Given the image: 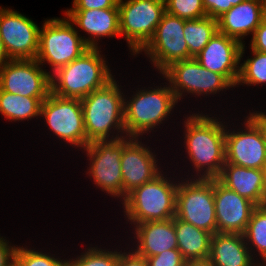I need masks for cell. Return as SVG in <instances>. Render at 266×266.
<instances>
[{"label": "cell", "instance_id": "cell-1", "mask_svg": "<svg viewBox=\"0 0 266 266\" xmlns=\"http://www.w3.org/2000/svg\"><path fill=\"white\" fill-rule=\"evenodd\" d=\"M192 113L184 120V145L189 161L201 179L217 178L226 162L225 133L226 121L209 114ZM215 117V118H214ZM224 121V122H223ZM223 122V123H222Z\"/></svg>", "mask_w": 266, "mask_h": 266}, {"label": "cell", "instance_id": "cell-2", "mask_svg": "<svg viewBox=\"0 0 266 266\" xmlns=\"http://www.w3.org/2000/svg\"><path fill=\"white\" fill-rule=\"evenodd\" d=\"M121 88L113 78L104 87L80 99L86 146L94 141H114L127 137L124 127L125 94Z\"/></svg>", "mask_w": 266, "mask_h": 266}, {"label": "cell", "instance_id": "cell-3", "mask_svg": "<svg viewBox=\"0 0 266 266\" xmlns=\"http://www.w3.org/2000/svg\"><path fill=\"white\" fill-rule=\"evenodd\" d=\"M100 49L90 47L80 57L52 73L51 92L63 98L82 99L111 81L115 75L112 76Z\"/></svg>", "mask_w": 266, "mask_h": 266}, {"label": "cell", "instance_id": "cell-4", "mask_svg": "<svg viewBox=\"0 0 266 266\" xmlns=\"http://www.w3.org/2000/svg\"><path fill=\"white\" fill-rule=\"evenodd\" d=\"M171 180L162 171L153 180L130 192L122 202L126 221L131 222V225H137L175 217L179 181Z\"/></svg>", "mask_w": 266, "mask_h": 266}, {"label": "cell", "instance_id": "cell-5", "mask_svg": "<svg viewBox=\"0 0 266 266\" xmlns=\"http://www.w3.org/2000/svg\"><path fill=\"white\" fill-rule=\"evenodd\" d=\"M168 86V87H167ZM150 88V89H149ZM124 97V127L127 137L140 138L156 129L172 115L178 101L169 83L136 90L132 97Z\"/></svg>", "mask_w": 266, "mask_h": 266}, {"label": "cell", "instance_id": "cell-6", "mask_svg": "<svg viewBox=\"0 0 266 266\" xmlns=\"http://www.w3.org/2000/svg\"><path fill=\"white\" fill-rule=\"evenodd\" d=\"M90 47L86 37L79 35L75 25L67 18L45 20L39 31V49L36 60L43 67L46 63L52 68L50 75L58 68L80 57Z\"/></svg>", "mask_w": 266, "mask_h": 266}, {"label": "cell", "instance_id": "cell-7", "mask_svg": "<svg viewBox=\"0 0 266 266\" xmlns=\"http://www.w3.org/2000/svg\"><path fill=\"white\" fill-rule=\"evenodd\" d=\"M120 33L131 55H137L151 40L166 12L164 0H119Z\"/></svg>", "mask_w": 266, "mask_h": 266}, {"label": "cell", "instance_id": "cell-8", "mask_svg": "<svg viewBox=\"0 0 266 266\" xmlns=\"http://www.w3.org/2000/svg\"><path fill=\"white\" fill-rule=\"evenodd\" d=\"M175 217L212 235L217 233L213 178L189 177L179 181Z\"/></svg>", "mask_w": 266, "mask_h": 266}, {"label": "cell", "instance_id": "cell-9", "mask_svg": "<svg viewBox=\"0 0 266 266\" xmlns=\"http://www.w3.org/2000/svg\"><path fill=\"white\" fill-rule=\"evenodd\" d=\"M125 137L114 141H94L83 150L90 161L87 168L89 178L101 191L123 201V180L121 155L123 149L133 140Z\"/></svg>", "mask_w": 266, "mask_h": 266}, {"label": "cell", "instance_id": "cell-10", "mask_svg": "<svg viewBox=\"0 0 266 266\" xmlns=\"http://www.w3.org/2000/svg\"><path fill=\"white\" fill-rule=\"evenodd\" d=\"M161 75L169 82L177 101L184 95L209 96L229 90L233 86L219 73L212 72L195 59L182 60L171 64Z\"/></svg>", "mask_w": 266, "mask_h": 266}, {"label": "cell", "instance_id": "cell-11", "mask_svg": "<svg viewBox=\"0 0 266 266\" xmlns=\"http://www.w3.org/2000/svg\"><path fill=\"white\" fill-rule=\"evenodd\" d=\"M40 117L46 121L55 136L72 147H86V131L82 104L77 98H63L52 92L41 104Z\"/></svg>", "mask_w": 266, "mask_h": 266}, {"label": "cell", "instance_id": "cell-12", "mask_svg": "<svg viewBox=\"0 0 266 266\" xmlns=\"http://www.w3.org/2000/svg\"><path fill=\"white\" fill-rule=\"evenodd\" d=\"M184 23V19L165 12L153 37L138 53L144 51L160 74L171 64L189 59Z\"/></svg>", "mask_w": 266, "mask_h": 266}, {"label": "cell", "instance_id": "cell-13", "mask_svg": "<svg viewBox=\"0 0 266 266\" xmlns=\"http://www.w3.org/2000/svg\"><path fill=\"white\" fill-rule=\"evenodd\" d=\"M244 119V129L231 131L226 125L225 163L263 170L266 162L264 133L249 114Z\"/></svg>", "mask_w": 266, "mask_h": 266}, {"label": "cell", "instance_id": "cell-14", "mask_svg": "<svg viewBox=\"0 0 266 266\" xmlns=\"http://www.w3.org/2000/svg\"><path fill=\"white\" fill-rule=\"evenodd\" d=\"M40 27L13 9L0 7V36L11 60L36 59Z\"/></svg>", "mask_w": 266, "mask_h": 266}, {"label": "cell", "instance_id": "cell-15", "mask_svg": "<svg viewBox=\"0 0 266 266\" xmlns=\"http://www.w3.org/2000/svg\"><path fill=\"white\" fill-rule=\"evenodd\" d=\"M0 89L16 95L47 98L51 92L50 71L36 59L10 60L0 68Z\"/></svg>", "mask_w": 266, "mask_h": 266}, {"label": "cell", "instance_id": "cell-16", "mask_svg": "<svg viewBox=\"0 0 266 266\" xmlns=\"http://www.w3.org/2000/svg\"><path fill=\"white\" fill-rule=\"evenodd\" d=\"M245 44L235 38L217 33L195 58L204 68L221 74L236 87Z\"/></svg>", "mask_w": 266, "mask_h": 266}, {"label": "cell", "instance_id": "cell-17", "mask_svg": "<svg viewBox=\"0 0 266 266\" xmlns=\"http://www.w3.org/2000/svg\"><path fill=\"white\" fill-rule=\"evenodd\" d=\"M217 233L244 234L257 205L213 178Z\"/></svg>", "mask_w": 266, "mask_h": 266}, {"label": "cell", "instance_id": "cell-18", "mask_svg": "<svg viewBox=\"0 0 266 266\" xmlns=\"http://www.w3.org/2000/svg\"><path fill=\"white\" fill-rule=\"evenodd\" d=\"M156 156L152 148L142 144L139 138H134L123 149L121 155L123 201L135 188L153 180L162 172L158 167Z\"/></svg>", "mask_w": 266, "mask_h": 266}, {"label": "cell", "instance_id": "cell-19", "mask_svg": "<svg viewBox=\"0 0 266 266\" xmlns=\"http://www.w3.org/2000/svg\"><path fill=\"white\" fill-rule=\"evenodd\" d=\"M66 18L87 32L86 44L97 48L101 37H121L119 8L66 10Z\"/></svg>", "mask_w": 266, "mask_h": 266}, {"label": "cell", "instance_id": "cell-20", "mask_svg": "<svg viewBox=\"0 0 266 266\" xmlns=\"http://www.w3.org/2000/svg\"><path fill=\"white\" fill-rule=\"evenodd\" d=\"M134 227L136 238L135 252L145 258L159 253L178 249L176 232L174 229V217L165 221H149L139 223Z\"/></svg>", "mask_w": 266, "mask_h": 266}, {"label": "cell", "instance_id": "cell-21", "mask_svg": "<svg viewBox=\"0 0 266 266\" xmlns=\"http://www.w3.org/2000/svg\"><path fill=\"white\" fill-rule=\"evenodd\" d=\"M264 18V7L261 0H245L220 16L218 32L235 38L241 43L245 36L254 34Z\"/></svg>", "mask_w": 266, "mask_h": 266}, {"label": "cell", "instance_id": "cell-22", "mask_svg": "<svg viewBox=\"0 0 266 266\" xmlns=\"http://www.w3.org/2000/svg\"><path fill=\"white\" fill-rule=\"evenodd\" d=\"M207 261L211 266H259L253 259L242 234L215 233L210 243Z\"/></svg>", "mask_w": 266, "mask_h": 266}, {"label": "cell", "instance_id": "cell-23", "mask_svg": "<svg viewBox=\"0 0 266 266\" xmlns=\"http://www.w3.org/2000/svg\"><path fill=\"white\" fill-rule=\"evenodd\" d=\"M217 179L227 188L260 206L266 195L262 169L246 168L225 163Z\"/></svg>", "mask_w": 266, "mask_h": 266}, {"label": "cell", "instance_id": "cell-24", "mask_svg": "<svg viewBox=\"0 0 266 266\" xmlns=\"http://www.w3.org/2000/svg\"><path fill=\"white\" fill-rule=\"evenodd\" d=\"M178 250L186 261H206L212 234L174 217Z\"/></svg>", "mask_w": 266, "mask_h": 266}, {"label": "cell", "instance_id": "cell-25", "mask_svg": "<svg viewBox=\"0 0 266 266\" xmlns=\"http://www.w3.org/2000/svg\"><path fill=\"white\" fill-rule=\"evenodd\" d=\"M46 98L16 95L0 89V114L9 121H29L40 116L41 104Z\"/></svg>", "mask_w": 266, "mask_h": 266}, {"label": "cell", "instance_id": "cell-26", "mask_svg": "<svg viewBox=\"0 0 266 266\" xmlns=\"http://www.w3.org/2000/svg\"><path fill=\"white\" fill-rule=\"evenodd\" d=\"M217 33V19L205 16L199 19L185 20L184 35L189 49V59L196 58Z\"/></svg>", "mask_w": 266, "mask_h": 266}, {"label": "cell", "instance_id": "cell-27", "mask_svg": "<svg viewBox=\"0 0 266 266\" xmlns=\"http://www.w3.org/2000/svg\"><path fill=\"white\" fill-rule=\"evenodd\" d=\"M243 236L252 258L260 255L262 264H266V213L259 206L253 211Z\"/></svg>", "mask_w": 266, "mask_h": 266}, {"label": "cell", "instance_id": "cell-28", "mask_svg": "<svg viewBox=\"0 0 266 266\" xmlns=\"http://www.w3.org/2000/svg\"><path fill=\"white\" fill-rule=\"evenodd\" d=\"M253 57L240 62L237 85L257 86L266 84V53L251 49Z\"/></svg>", "mask_w": 266, "mask_h": 266}, {"label": "cell", "instance_id": "cell-29", "mask_svg": "<svg viewBox=\"0 0 266 266\" xmlns=\"http://www.w3.org/2000/svg\"><path fill=\"white\" fill-rule=\"evenodd\" d=\"M86 249L75 259L69 258L68 266H118L117 250L111 251L97 246Z\"/></svg>", "mask_w": 266, "mask_h": 266}, {"label": "cell", "instance_id": "cell-30", "mask_svg": "<svg viewBox=\"0 0 266 266\" xmlns=\"http://www.w3.org/2000/svg\"><path fill=\"white\" fill-rule=\"evenodd\" d=\"M56 257V258H55ZM15 266H68L67 259H60L55 255H50L39 250L28 249V247H18L15 253Z\"/></svg>", "mask_w": 266, "mask_h": 266}, {"label": "cell", "instance_id": "cell-31", "mask_svg": "<svg viewBox=\"0 0 266 266\" xmlns=\"http://www.w3.org/2000/svg\"><path fill=\"white\" fill-rule=\"evenodd\" d=\"M166 12L184 20L207 16L202 0H164Z\"/></svg>", "mask_w": 266, "mask_h": 266}, {"label": "cell", "instance_id": "cell-32", "mask_svg": "<svg viewBox=\"0 0 266 266\" xmlns=\"http://www.w3.org/2000/svg\"><path fill=\"white\" fill-rule=\"evenodd\" d=\"M148 266H185L186 260L178 249H170L147 257Z\"/></svg>", "mask_w": 266, "mask_h": 266}, {"label": "cell", "instance_id": "cell-33", "mask_svg": "<svg viewBox=\"0 0 266 266\" xmlns=\"http://www.w3.org/2000/svg\"><path fill=\"white\" fill-rule=\"evenodd\" d=\"M245 0H202L208 17L218 19L233 6L244 2Z\"/></svg>", "mask_w": 266, "mask_h": 266}, {"label": "cell", "instance_id": "cell-34", "mask_svg": "<svg viewBox=\"0 0 266 266\" xmlns=\"http://www.w3.org/2000/svg\"><path fill=\"white\" fill-rule=\"evenodd\" d=\"M119 0H73L72 8L66 10H91L118 8Z\"/></svg>", "mask_w": 266, "mask_h": 266}, {"label": "cell", "instance_id": "cell-35", "mask_svg": "<svg viewBox=\"0 0 266 266\" xmlns=\"http://www.w3.org/2000/svg\"><path fill=\"white\" fill-rule=\"evenodd\" d=\"M0 235V266H14L17 245H12Z\"/></svg>", "mask_w": 266, "mask_h": 266}, {"label": "cell", "instance_id": "cell-36", "mask_svg": "<svg viewBox=\"0 0 266 266\" xmlns=\"http://www.w3.org/2000/svg\"><path fill=\"white\" fill-rule=\"evenodd\" d=\"M118 266H148V264L145 257L138 255L134 249L131 248L129 252L118 250Z\"/></svg>", "mask_w": 266, "mask_h": 266}, {"label": "cell", "instance_id": "cell-37", "mask_svg": "<svg viewBox=\"0 0 266 266\" xmlns=\"http://www.w3.org/2000/svg\"><path fill=\"white\" fill-rule=\"evenodd\" d=\"M250 49L266 53V20L264 18L252 35Z\"/></svg>", "mask_w": 266, "mask_h": 266}, {"label": "cell", "instance_id": "cell-38", "mask_svg": "<svg viewBox=\"0 0 266 266\" xmlns=\"http://www.w3.org/2000/svg\"><path fill=\"white\" fill-rule=\"evenodd\" d=\"M249 115L258 123L266 139V113L256 110L249 112Z\"/></svg>", "mask_w": 266, "mask_h": 266}, {"label": "cell", "instance_id": "cell-39", "mask_svg": "<svg viewBox=\"0 0 266 266\" xmlns=\"http://www.w3.org/2000/svg\"><path fill=\"white\" fill-rule=\"evenodd\" d=\"M10 60L11 59L9 58V56L7 55V53L5 51L3 41H2L1 36H0V68L3 67Z\"/></svg>", "mask_w": 266, "mask_h": 266}, {"label": "cell", "instance_id": "cell-40", "mask_svg": "<svg viewBox=\"0 0 266 266\" xmlns=\"http://www.w3.org/2000/svg\"><path fill=\"white\" fill-rule=\"evenodd\" d=\"M185 266H211V265L206 260V261H186Z\"/></svg>", "mask_w": 266, "mask_h": 266}, {"label": "cell", "instance_id": "cell-41", "mask_svg": "<svg viewBox=\"0 0 266 266\" xmlns=\"http://www.w3.org/2000/svg\"><path fill=\"white\" fill-rule=\"evenodd\" d=\"M259 207L266 213V195L263 198L262 203Z\"/></svg>", "mask_w": 266, "mask_h": 266}, {"label": "cell", "instance_id": "cell-42", "mask_svg": "<svg viewBox=\"0 0 266 266\" xmlns=\"http://www.w3.org/2000/svg\"><path fill=\"white\" fill-rule=\"evenodd\" d=\"M263 171H264V179H265V183H266V162H265V165H264Z\"/></svg>", "mask_w": 266, "mask_h": 266}, {"label": "cell", "instance_id": "cell-43", "mask_svg": "<svg viewBox=\"0 0 266 266\" xmlns=\"http://www.w3.org/2000/svg\"><path fill=\"white\" fill-rule=\"evenodd\" d=\"M263 7H264V19L266 20V3H263Z\"/></svg>", "mask_w": 266, "mask_h": 266}]
</instances>
